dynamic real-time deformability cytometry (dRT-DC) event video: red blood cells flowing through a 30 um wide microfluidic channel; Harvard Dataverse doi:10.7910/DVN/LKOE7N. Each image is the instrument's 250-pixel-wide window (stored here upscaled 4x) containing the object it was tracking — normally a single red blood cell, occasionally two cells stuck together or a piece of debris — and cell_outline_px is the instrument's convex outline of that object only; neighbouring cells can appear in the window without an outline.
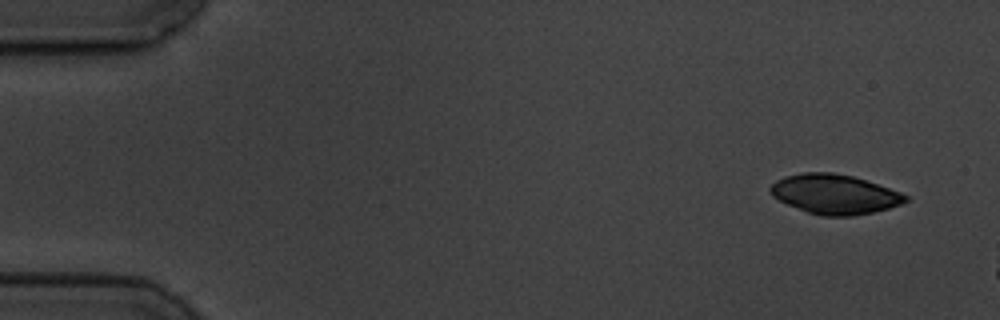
{"species": "common noctule bat (a hibernating species)", "species_latin": "Nyctalus noctula", "temperature_condition": "cold", "stored_images_in_passage": 3, "camera_frame_rate_fps": 3000, "um_per_image_px": 0.085, "animal": {"sex": "male", "body_mass_g": 19.5, "forearm_length_mm": 54.6}, "frame": {"image": 1, "passage_image": 1, "time_ms": 0.0, "image_size_px": [1000, 320], "cell_outline_px": [[908, 200], [900, 204], [888, 208], [872, 212], [852, 216], [820, 216], [808, 212], [788, 204], [772, 196], [768, 192], [768, 188], [776, 180], [784, 176], [804, 172], [832, 172], [852, 176], [900, 192], [908, 196]], "centroid_in_image_um": [70.89, 16.5], "position_along_channel_um": 14.1, "area_um2": 30.98}}